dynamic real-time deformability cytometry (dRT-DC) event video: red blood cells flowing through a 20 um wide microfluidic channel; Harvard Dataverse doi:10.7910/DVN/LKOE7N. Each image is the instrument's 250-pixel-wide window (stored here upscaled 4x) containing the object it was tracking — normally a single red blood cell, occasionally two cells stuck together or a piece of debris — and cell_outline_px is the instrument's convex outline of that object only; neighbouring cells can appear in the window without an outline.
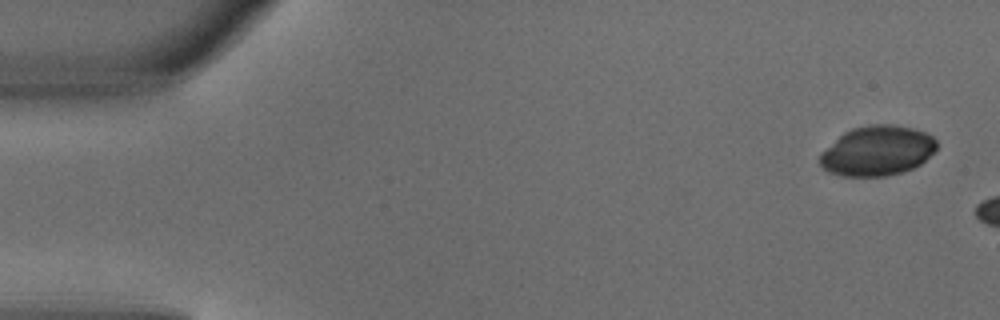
{"species": "common noctule bat (a hibernating species)", "species_latin": "Nyctalus noctula", "temperature_condition": "warm", "stored_images_in_passage": 9, "camera_frame_rate_fps": 3000, "um_per_image_px": 0.085, "animal": {"sex": "male", "body_mass_g": 18.8}, "frame": {"image": 1, "passage_image": 1, "time_ms": 0.0, "image_size_px": [1000, 320], "cell_outline_px": [[936, 148], [920, 164], [912, 168], [900, 172], [884, 176], [840, 176], [828, 172], [820, 164], [820, 152], [844, 132], [852, 128], [872, 124], [892, 124], [912, 128], [924, 132], [932, 136], [936, 140]], "centroid_in_image_um": [74.53, 12.81], "position_along_channel_um": 10.5, "area_um2": 33.76}}